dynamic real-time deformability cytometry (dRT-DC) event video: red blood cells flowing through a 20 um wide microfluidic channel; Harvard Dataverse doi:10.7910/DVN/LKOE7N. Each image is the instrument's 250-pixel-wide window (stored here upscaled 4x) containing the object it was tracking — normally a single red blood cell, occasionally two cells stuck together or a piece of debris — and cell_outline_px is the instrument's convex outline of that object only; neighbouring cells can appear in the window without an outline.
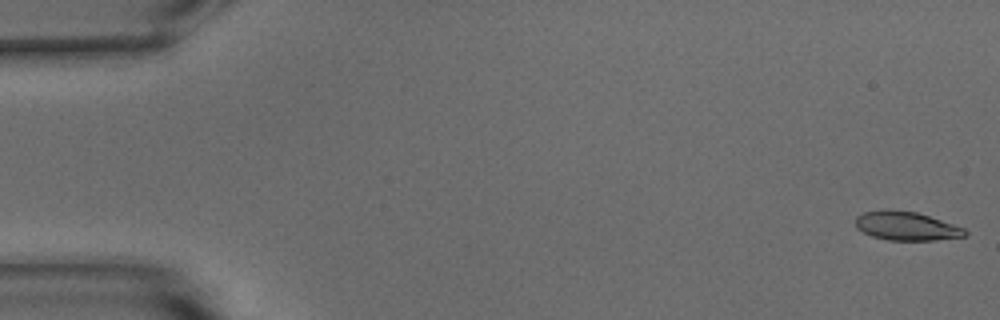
{"species": "common noctule bat (a hibernating species)", "species_latin": "Nyctalus noctula", "temperature_condition": "warm", "stored_images_in_passage": 46, "camera_frame_rate_fps": 3000, "um_per_image_px": 0.085, "animal": {"sex": "male", "body_mass_g": 15.6}, "frame": {"image": 1, "passage_image": 1, "time_ms": 0.0, "image_size_px": [1000, 320], "cell_outline_px": [[968, 236], [936, 240], [888, 240], [872, 236], [856, 228], [856, 216], [864, 212], [884, 208], [888, 208], [916, 212], [964, 228], [968, 232]], "centroid_in_image_um": [77.02, 19.2], "position_along_channel_um": 8.0, "area_um2": 18.44}}
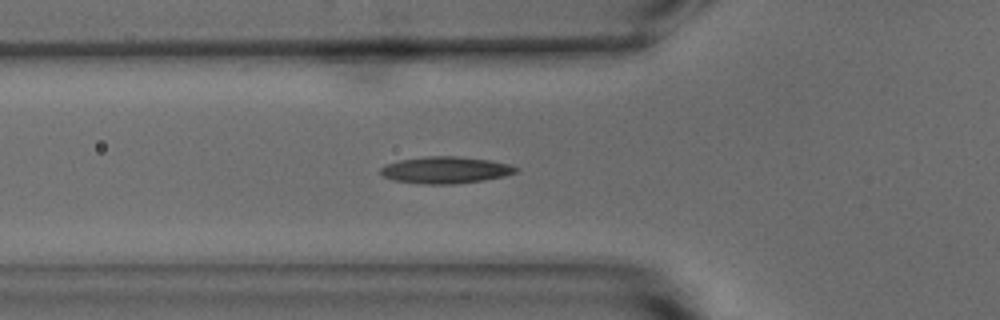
{"frame": {"image": 2, "passage_image": 19, "time_ms": 6.0, "image_size_px": [1000, 320], "cell_outline_px": [[520, 168], [516, 172], [504, 176], [484, 180], [456, 184], [424, 184], [396, 180], [384, 176], [380, 172], [380, 168], [388, 164], [400, 160], [424, 156], [456, 156], [488, 160], [508, 164]], "centroid_in_image_um": [37.89, 14.45], "position_along_channel_um": 87.9, "area_um2": 20.92}}
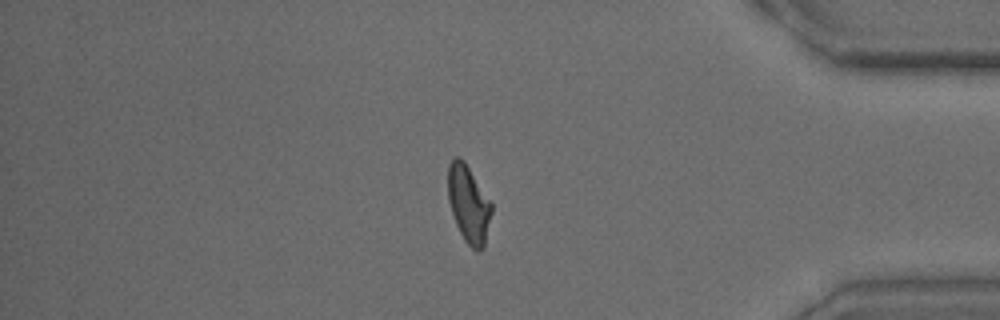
{"frame": {"image": 3, "passage_image": 46, "time_ms": 15.0, "image_size_px": [1000, 320], "cell_outline_px": [[492, 212], [484, 248], [480, 252], [476, 252], [464, 240], [456, 224], [448, 200], [448, 164], [456, 156], [460, 156], [464, 160], [492, 200]], "centroid_in_image_um": [39.86, 17.33], "position_along_channel_um": 395.3, "area_um2": 20.06}, "authors_computed_cell_mechanics": {"area_um2": 19.4208, "velocity_mm_per_s": 3.7392, "shape_relaxation_time_tau1_ms": 8.491, "shape_relaxation_time_tau2_ms": 2.6023, "deformation_change_tau1": 0.2633, "deformation_change_tau2": 0.0867}}